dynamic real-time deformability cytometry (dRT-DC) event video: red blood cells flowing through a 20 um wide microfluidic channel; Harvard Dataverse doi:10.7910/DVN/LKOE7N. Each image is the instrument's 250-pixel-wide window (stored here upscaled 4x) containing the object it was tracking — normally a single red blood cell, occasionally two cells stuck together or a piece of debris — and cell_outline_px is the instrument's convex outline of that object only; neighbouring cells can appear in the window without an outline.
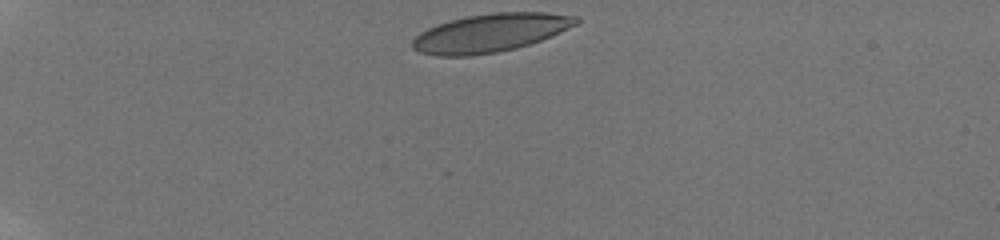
{"species": "human", "species_latin": "Homo sapiens", "temperature_condition": "room temperature", "stored_images_in_passage": 15, "camera_frame_rate_fps": 3000, "um_per_image_px": 0.085, "donor": {"sex": "male"}, "frame": {"image": 1, "passage_image": 1, "time_ms": 0.0, "image_size_px": [1000, 240], "cell_outline_px": [[580, 24], [540, 40], [516, 48], [496, 52], [472, 56], [436, 56], [420, 52], [412, 48], [412, 40], [420, 32], [436, 24], [468, 16], [496, 12], [544, 12], [580, 16]], "centroid_in_image_um": [41.7, 2.79], "position_along_channel_um": 43.3, "area_um2": 36.59}}
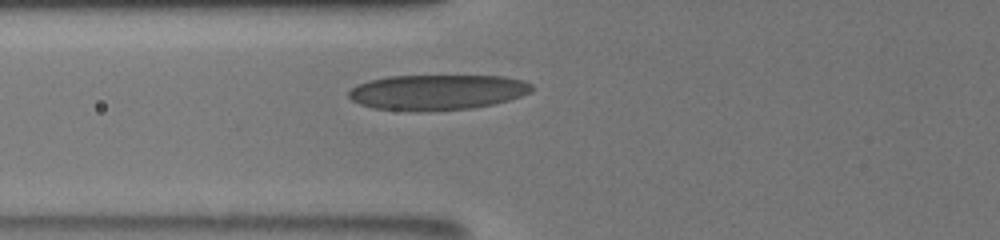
{"frame": {"image": 2, "passage_image": 7, "time_ms": 3.0, "image_size_px": [1000, 240], "cell_outline_px": [[532, 92], [508, 100], [492, 104], [472, 108], [428, 112], [416, 112], [372, 108], [360, 104], [352, 100], [348, 96], [348, 92], [356, 84], [368, 80], [388, 76], [504, 76], [524, 80], [532, 84]], "centroid_in_image_um": [37.14, 7.84], "position_along_channel_um": 88.7, "area_um2": 38.15}}
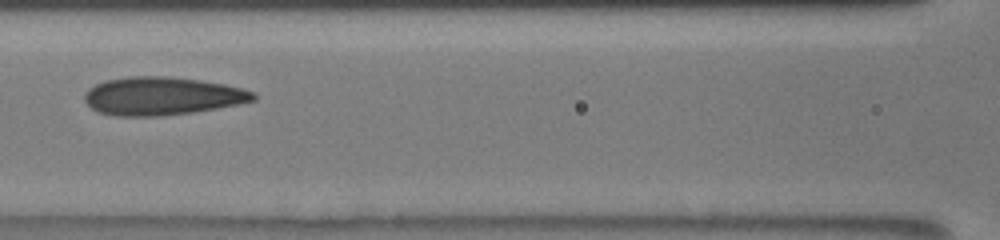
{"frame": {"image": 3, "passage_image": 10, "time_ms": 4.667, "image_size_px": [1000, 240], "cell_outline_px": [[256, 100], [216, 108], [192, 112], [160, 116], [116, 116], [96, 112], [84, 100], [84, 92], [88, 88], [104, 80], [132, 76], [168, 76], [200, 80], [224, 84], [244, 88], [252, 92], [256, 96]], "centroid_in_image_um": [13.73, 8.16], "position_along_channel_um": 152.9, "area_um2": 37.57}}